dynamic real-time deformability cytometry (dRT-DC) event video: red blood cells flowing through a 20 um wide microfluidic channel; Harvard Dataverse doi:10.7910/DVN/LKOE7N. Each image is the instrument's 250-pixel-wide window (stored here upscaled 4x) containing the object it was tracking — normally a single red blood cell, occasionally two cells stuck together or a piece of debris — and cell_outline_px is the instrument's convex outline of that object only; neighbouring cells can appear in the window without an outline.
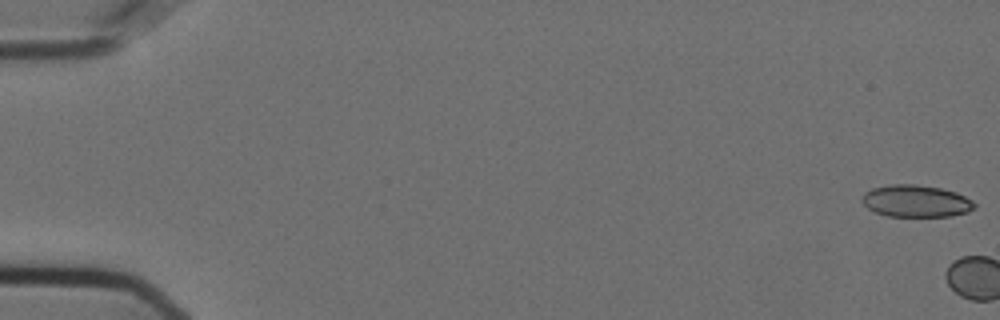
{"species": "Egyptian fruit bat (a non-hibernating species)", "species_latin": "Rousettus aegyptiacus", "temperature_condition": "cold", "stored_images_in_passage": 3, "camera_frame_rate_fps": 3000, "um_per_image_px": 0.085, "animal": {"sex": "female"}, "frame": {"image": 1, "passage_image": 1, "time_ms": 0.0, "image_size_px": [1000, 320], "cell_outline_px": [[976, 208], [968, 212], [948, 216], [888, 216], [876, 212], [868, 208], [860, 200], [864, 192], [872, 188], [888, 184], [916, 184], [940, 188], [956, 192], [972, 200], [976, 204]], "centroid_in_image_um": [77.85, 17.08], "position_along_channel_um": 7.2, "area_um2": 21.1}}